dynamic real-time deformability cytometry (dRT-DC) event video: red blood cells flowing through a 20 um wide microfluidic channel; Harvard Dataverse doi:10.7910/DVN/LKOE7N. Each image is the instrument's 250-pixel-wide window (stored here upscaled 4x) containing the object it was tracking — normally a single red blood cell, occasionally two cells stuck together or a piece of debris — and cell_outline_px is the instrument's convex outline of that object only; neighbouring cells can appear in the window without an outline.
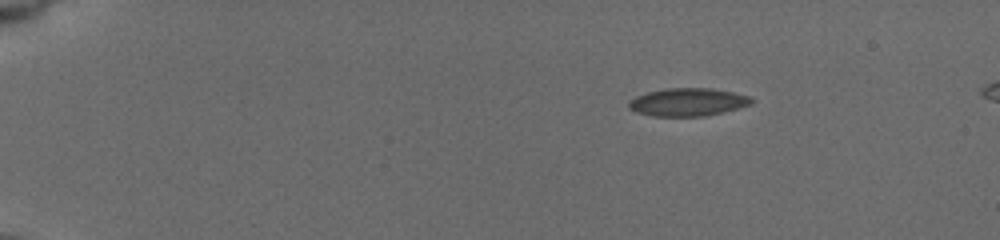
{"species": "common noctule bat (a hibernating species)", "species_latin": "Nyctalus noctula", "temperature_condition": "cold", "stored_images_in_passage": 48, "camera_frame_rate_fps": 3000, "um_per_image_px": 0.085, "animal": {"sex": "female", "body_mass_g": 19.5, "forearm_length_mm": 54.1}, "frame": {"image": 1, "passage_image": 1, "time_ms": 0.0, "image_size_px": [1000, 240], "cell_outline_px": [[752, 100], [748, 104], [736, 108], [704, 116], [652, 116], [636, 112], [628, 108], [628, 104], [636, 96], [648, 92], [668, 88], [712, 88], [732, 92], [748, 96]], "centroid_in_image_um": [58.4, 8.67], "position_along_channel_um": 26.6, "area_um2": 19.54}}
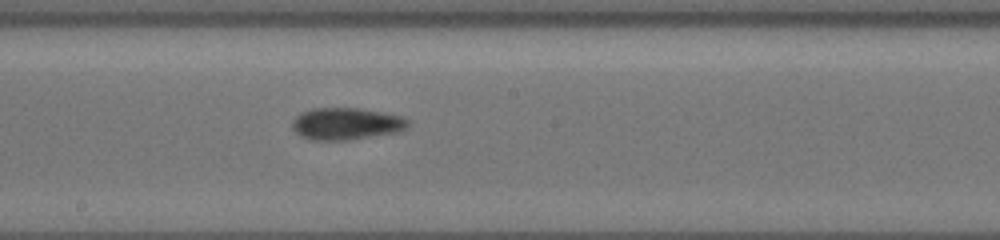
{"frame": {"image": 2, "passage_image": 25, "time_ms": 8.0, "image_size_px": [1000, 240], "cell_outline_px": [[408, 124], [404, 128], [396, 132], [344, 140], [312, 140], [296, 132], [292, 128], [292, 120], [300, 112], [312, 108], [356, 108], [380, 112], [400, 116], [408, 120]], "centroid_in_image_um": [29.36, 10.5], "position_along_channel_um": 218.8, "area_um2": 21.15}}
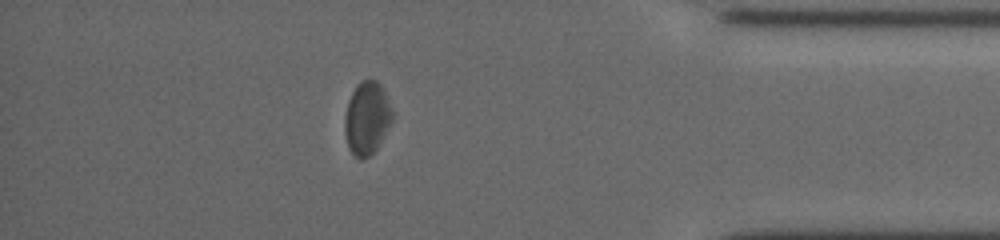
{"frame": {"image": 3, "passage_image": 42, "time_ms": 13.667, "image_size_px": [1000, 240], "cell_outline_px": [[392, 120], [376, 148], [368, 156], [360, 160], [348, 148], [344, 128], [344, 116], [348, 100], [356, 84], [364, 80], [376, 80], [384, 88], [392, 112]], "centroid_in_image_um": [31.16, 10.01], "position_along_channel_um": 404.0, "area_um2": 20.0}, "authors_computed_cell_mechanics": {"area_um2": 20.0277, "velocity_mm_per_s": 3.7405, "shape_relaxation_time_tau1_ms": 1.8046, "shape_relaxation_time_tau2_ms": 4.3123, "deformation_change_tau1": 0.0725, "deformation_change_tau2": 0.0804}}